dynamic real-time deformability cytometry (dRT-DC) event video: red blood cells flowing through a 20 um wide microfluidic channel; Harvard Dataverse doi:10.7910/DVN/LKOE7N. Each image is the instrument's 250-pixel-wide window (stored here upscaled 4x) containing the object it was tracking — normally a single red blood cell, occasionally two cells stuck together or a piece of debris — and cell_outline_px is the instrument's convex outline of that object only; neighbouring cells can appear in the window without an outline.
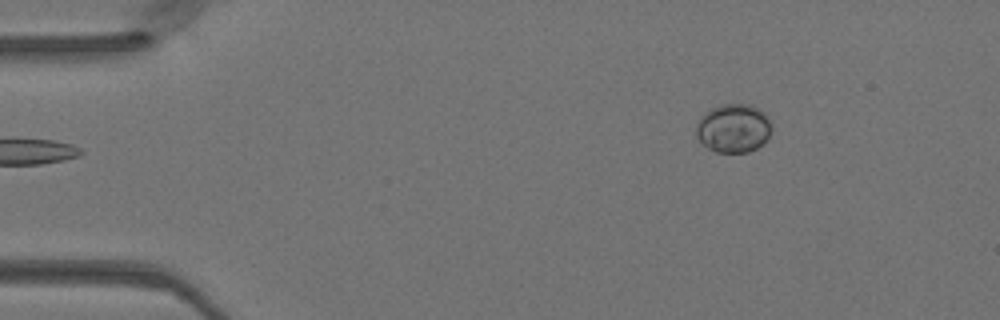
{"species": "Egyptian fruit bat (a non-hibernating species)", "species_latin": "Rousettus aegyptiacus", "temperature_condition": "warm", "stored_images_in_passage": 5, "camera_frame_rate_fps": 3000, "um_per_image_px": 0.085, "animal": {"sex": "female"}, "frame": {"image": 1, "passage_image": 1, "time_ms": 0.0, "image_size_px": [1000, 320], "cell_outline_px": [[772, 128], [768, 136], [756, 148], [748, 152], [716, 152], [708, 148], [696, 136], [696, 124], [700, 116], [704, 112], [720, 104], [752, 104], [764, 112], [768, 116], [772, 124]], "centroid_in_image_um": [62.33, 10.87], "position_along_channel_um": 22.7, "area_um2": 21.5}}